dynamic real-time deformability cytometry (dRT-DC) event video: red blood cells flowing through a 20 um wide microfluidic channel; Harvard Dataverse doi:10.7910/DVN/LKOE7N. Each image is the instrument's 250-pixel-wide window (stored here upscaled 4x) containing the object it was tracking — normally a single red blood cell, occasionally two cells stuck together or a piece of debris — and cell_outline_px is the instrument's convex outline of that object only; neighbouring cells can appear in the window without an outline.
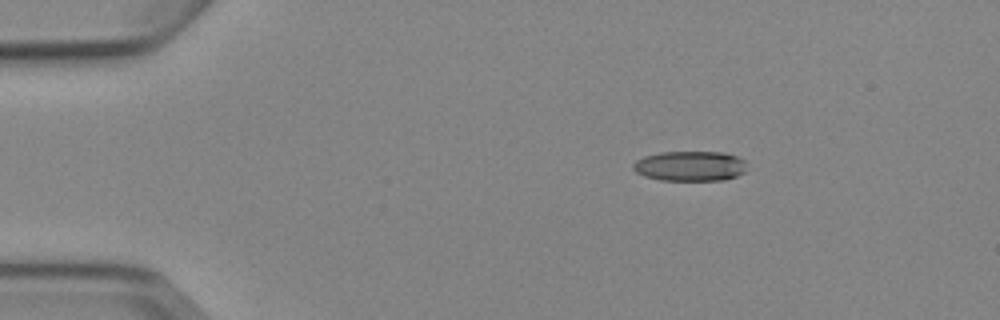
{"species": "Egyptian fruit bat (a non-hibernating species)", "species_latin": "Rousettus aegyptiacus", "temperature_condition": "cold", "stored_images_in_passage": 3, "camera_frame_rate_fps": 3000, "um_per_image_px": 0.085, "animal": {"sex": "female"}, "frame": {"image": 1, "passage_image": 1, "time_ms": 0.0, "image_size_px": [1000, 320], "cell_outline_px": [[744, 172], [736, 176], [724, 180], [660, 180], [644, 176], [636, 172], [632, 168], [632, 164], [636, 160], [644, 156], [660, 152], [724, 152], [736, 156], [744, 160]], "centroid_in_image_um": [58.61, 14.11], "position_along_channel_um": 26.4, "area_um2": 19.88}}